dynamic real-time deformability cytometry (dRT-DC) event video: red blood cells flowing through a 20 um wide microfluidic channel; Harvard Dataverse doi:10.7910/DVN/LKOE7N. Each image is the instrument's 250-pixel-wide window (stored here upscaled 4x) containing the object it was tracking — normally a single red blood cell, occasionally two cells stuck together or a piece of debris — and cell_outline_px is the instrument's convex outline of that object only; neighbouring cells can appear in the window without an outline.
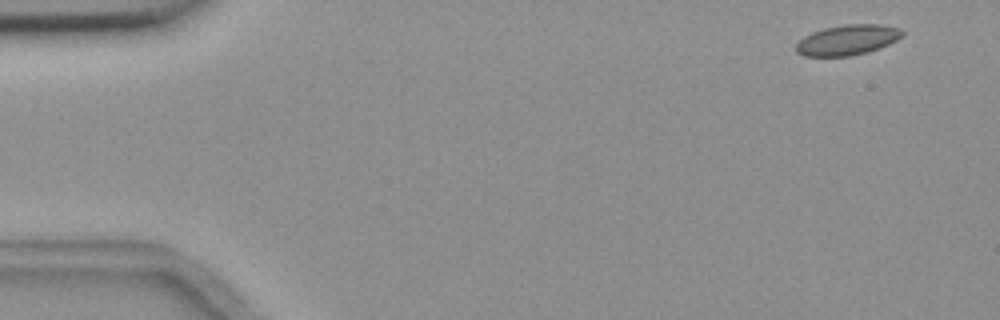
{"species": "common noctule bat (a hibernating species)", "species_latin": "Nyctalus noctula", "temperature_condition": "room temperature", "stored_images_in_passage": 6, "camera_frame_rate_fps": 3000, "um_per_image_px": 0.085, "animal": {"sex": "female", "body_mass_g": 18.4}, "frame": {"image": 1, "passage_image": 1, "time_ms": 0.0, "image_size_px": [1000, 320], "cell_outline_px": [[904, 36], [880, 48], [868, 52], [848, 56], [804, 56], [796, 52], [796, 44], [804, 36], [812, 32], [824, 28], [844, 24], [880, 24], [900, 28], [904, 32]], "centroid_in_image_um": [72.05, 3.39], "position_along_channel_um": 12.9, "area_um2": 18.84}}
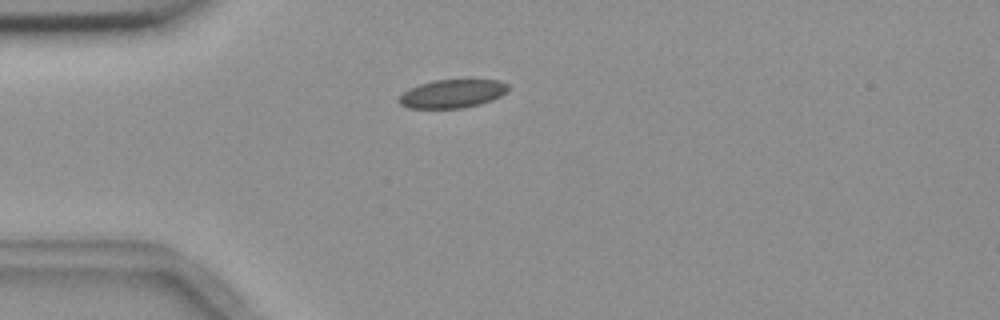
{"frame": {"image": 2, "passage_image": 4, "time_ms": 3.667, "image_size_px": [1000, 320], "cell_outline_px": [[508, 92], [492, 100], [480, 104], [464, 108], [408, 108], [400, 104], [396, 100], [404, 92], [420, 84], [436, 80], [496, 80], [508, 84]], "centroid_in_image_um": [38.46, 7.97], "position_along_channel_um": 46.5, "area_um2": 17.98}}